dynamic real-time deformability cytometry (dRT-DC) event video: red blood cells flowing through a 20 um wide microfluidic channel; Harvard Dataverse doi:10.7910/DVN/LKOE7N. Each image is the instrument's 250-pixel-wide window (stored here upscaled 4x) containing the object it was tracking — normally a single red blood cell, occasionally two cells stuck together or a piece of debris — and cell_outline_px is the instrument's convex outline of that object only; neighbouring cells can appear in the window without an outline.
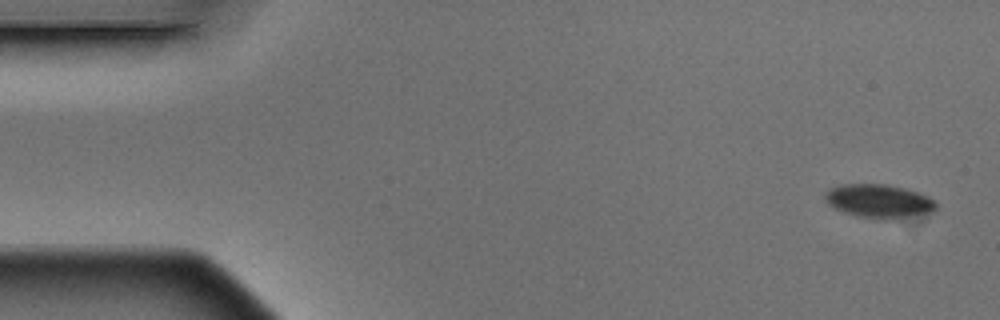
{"species": "Egyptian fruit bat (a non-hibernating species)", "species_latin": "Rousettus aegyptiacus", "temperature_condition": "warm", "stored_images_in_passage": 5, "camera_frame_rate_fps": 3000, "um_per_image_px": 0.085, "animal": {"sex": "male"}, "frame": {"image": 1, "passage_image": 1, "time_ms": 0.0, "image_size_px": [1000, 320], "cell_outline_px": [[936, 208], [932, 212], [892, 220], [880, 220], [856, 216], [844, 212], [828, 204], [824, 196], [824, 192], [828, 188], [840, 184], [888, 184], [904, 188], [928, 196], [936, 204]], "centroid_in_image_um": [74.67, 17.1], "position_along_channel_um": 10.3, "area_um2": 21.96}}
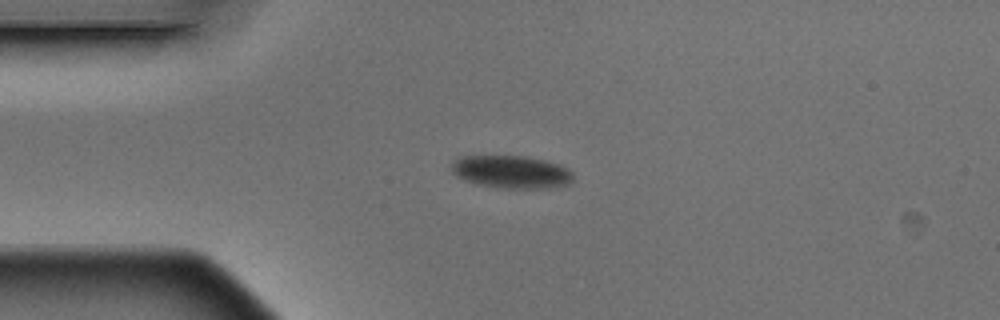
{"frame": {"image": 2, "passage_image": 4, "time_ms": 1.0, "image_size_px": [1000, 320], "cell_outline_px": [[572, 184], [548, 188], [496, 188], [476, 184], [464, 180], [456, 176], [452, 172], [452, 160], [460, 156], [524, 156], [544, 160], [560, 164], [568, 168], [572, 172]], "centroid_in_image_um": [43.46, 14.62], "position_along_channel_um": 41.5, "area_um2": 23.52}}